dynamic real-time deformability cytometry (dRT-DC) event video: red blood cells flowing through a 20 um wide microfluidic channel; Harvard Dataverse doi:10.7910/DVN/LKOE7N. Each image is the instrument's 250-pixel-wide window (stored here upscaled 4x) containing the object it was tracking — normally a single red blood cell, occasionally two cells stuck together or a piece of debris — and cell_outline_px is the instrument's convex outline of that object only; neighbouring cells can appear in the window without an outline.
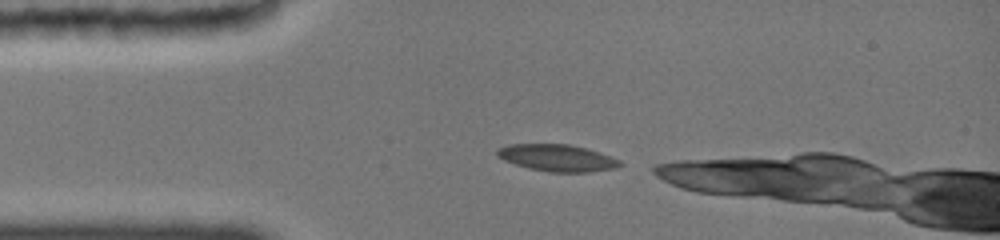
{"species": "common noctule bat (a hibernating species)", "species_latin": "Nyctalus noctula", "temperature_condition": "cold", "stored_images_in_passage": 5, "camera_frame_rate_fps": 3000, "um_per_image_px": 0.085, "animal": {"sex": "female", "body_mass_g": 19.0, "forearm_length_mm": 51.5}, "frame": {"image": 1, "passage_image": 1, "time_ms": 0.0, "image_size_px": [1000, 240], "cell_outline_px": [[624, 164], [616, 168], [588, 172], [548, 172], [528, 168], [504, 160], [496, 156], [496, 152], [500, 148], [512, 144], [568, 144], [584, 148], [620, 160]], "centroid_in_image_um": [47.35, 13.43], "position_along_channel_um": 37.6, "area_um2": 18.96}}